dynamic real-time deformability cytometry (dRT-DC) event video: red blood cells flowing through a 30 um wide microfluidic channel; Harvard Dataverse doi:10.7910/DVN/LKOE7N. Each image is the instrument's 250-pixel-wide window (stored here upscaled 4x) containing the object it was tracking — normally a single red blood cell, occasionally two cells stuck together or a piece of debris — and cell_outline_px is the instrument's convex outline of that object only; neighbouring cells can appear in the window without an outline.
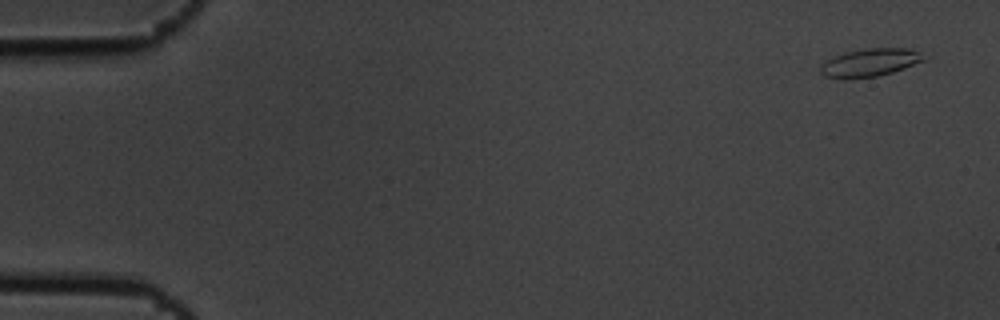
{"species": "common noctule bat (a hibernating species)", "species_latin": "Nyctalus noctula", "temperature_condition": "cold", "stored_images_in_passage": 6, "camera_frame_rate_fps": 3000, "um_per_image_px": 0.085, "animal": {"sex": "male", "body_mass_g": 19.5, "forearm_length_mm": 54.6}, "frame": {"image": 1, "passage_image": 6, "time_ms": 1.667, "image_size_px": [1000, 320], "cell_outline_px": [[932, 56], [924, 60], [904, 68], [892, 72], [876, 76], [844, 80], [840, 80], [824, 76], [820, 72], [820, 68], [828, 60], [844, 52], [864, 48], [908, 48]], "centroid_in_image_um": [73.98, 5.32], "position_along_channel_um": 11.0, "area_um2": 17.05}}